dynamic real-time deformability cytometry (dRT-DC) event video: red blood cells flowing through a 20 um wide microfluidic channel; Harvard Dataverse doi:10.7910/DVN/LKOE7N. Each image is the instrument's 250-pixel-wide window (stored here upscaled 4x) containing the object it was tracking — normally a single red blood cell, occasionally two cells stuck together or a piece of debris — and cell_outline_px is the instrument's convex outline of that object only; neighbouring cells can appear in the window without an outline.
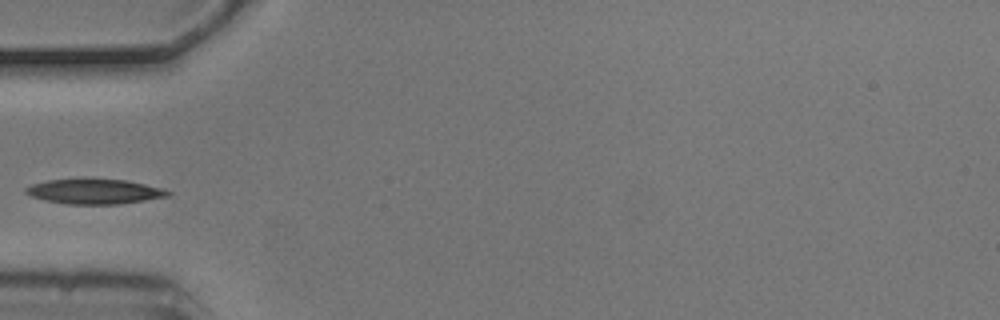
{"species": "common noctule bat (a hibernating species)", "species_latin": "Nyctalus noctula", "temperature_condition": "cold", "stored_images_in_passage": 5, "camera_frame_rate_fps": 3000, "um_per_image_px": 0.085, "animal": {"sex": "male", "body_mass_g": 20.5, "forearm_length_mm": 52.5}, "frame": {"image": 1, "passage_image": 4, "time_ms": 1.0, "image_size_px": [1000, 320], "cell_outline_px": [[172, 192], [168, 196], [120, 204], [68, 204], [44, 200], [32, 196], [24, 192], [24, 188], [32, 184], [48, 180], [84, 176], [124, 180], [164, 188]], "centroid_in_image_um": [7.99, 16.23], "position_along_channel_um": 77.0, "area_um2": 21.33}}
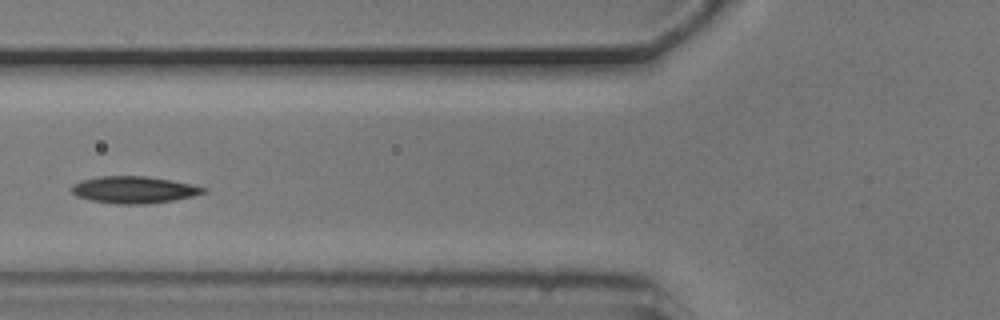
{"frame": {"image": 2, "passage_image": 5, "time_ms": 1.333, "image_size_px": [1000, 320], "cell_outline_px": [[208, 192], [192, 196], [172, 200], [144, 204], [116, 204], [92, 200], [76, 196], [72, 192], [72, 184], [80, 180], [100, 176], [148, 176], [172, 180], [192, 184], [208, 188]], "centroid_in_image_um": [11.4, 16.12], "position_along_channel_um": 114.4, "area_um2": 20.75}}